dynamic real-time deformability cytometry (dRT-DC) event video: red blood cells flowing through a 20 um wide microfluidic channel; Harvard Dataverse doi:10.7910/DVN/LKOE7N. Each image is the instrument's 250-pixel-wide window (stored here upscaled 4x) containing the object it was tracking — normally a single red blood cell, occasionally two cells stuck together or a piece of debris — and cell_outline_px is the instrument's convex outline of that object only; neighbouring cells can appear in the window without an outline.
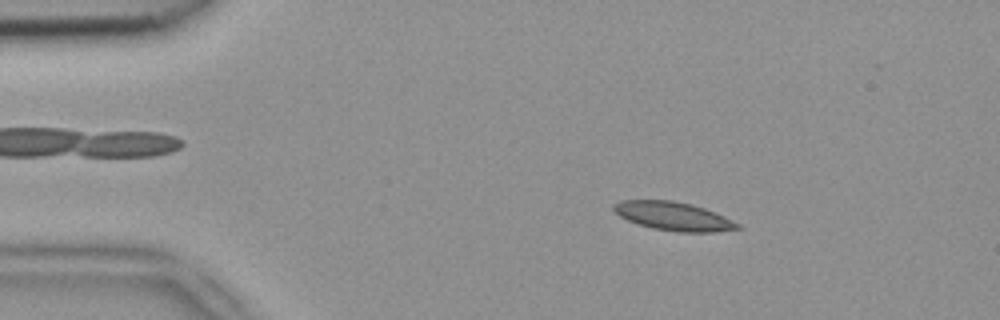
{"species": "common noctule bat (a hibernating species)", "species_latin": "Nyctalus noctula", "temperature_condition": "room temperature", "stored_images_in_passage": 51, "camera_frame_rate_fps": 3000, "um_per_image_px": 0.085, "animal": {"sex": "female", "body_mass_g": 18.4}, "frame": {"image": 1, "passage_image": 8, "time_ms": 2.333, "image_size_px": [1000, 320], "cell_outline_px": [[740, 228], [712, 232], [684, 232], [656, 228], [640, 224], [628, 220], [620, 216], [612, 208], [616, 204], [624, 200], [668, 200], [688, 204], [704, 208], [740, 224]], "centroid_in_image_um": [57.24, 18.37], "position_along_channel_um": 27.8, "area_um2": 19.83}}
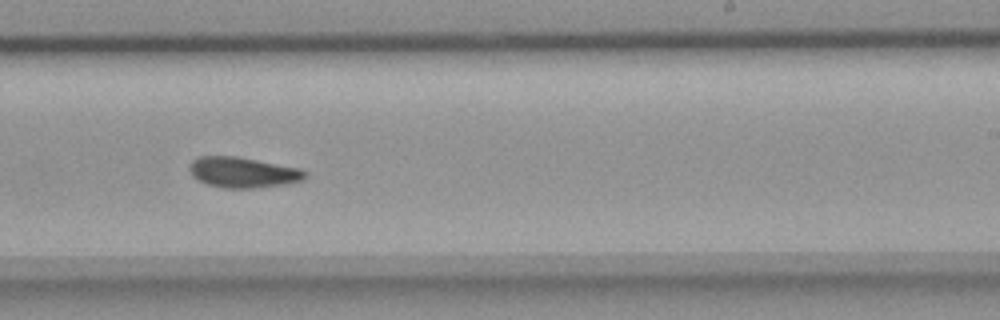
{"frame": {"image": 2, "passage_image": 31, "time_ms": 10.0, "image_size_px": [1000, 320], "cell_outline_px": [[304, 176], [300, 180], [280, 184], [252, 188], [224, 188], [208, 184], [192, 176], [192, 160], [200, 156], [236, 156], [300, 168], [304, 172]], "centroid_in_image_um": [20.61, 14.64], "position_along_channel_um": 268.4, "area_um2": 19.88}}
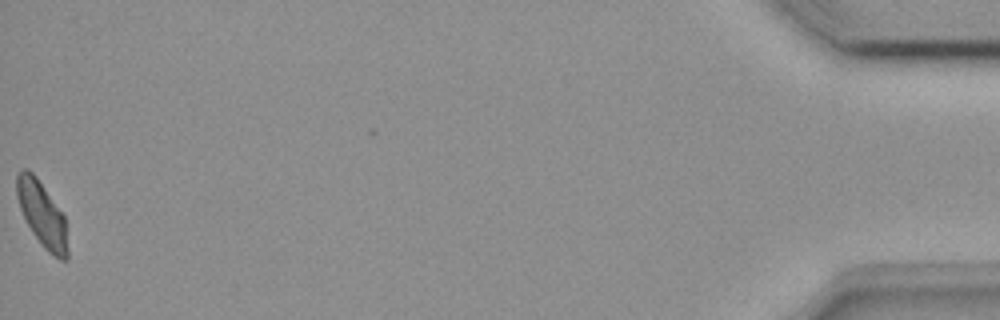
{"frame": {"image": 3, "passage_image": 51, "time_ms": 16.667, "image_size_px": [1000, 320], "cell_outline_px": [[68, 260], [60, 260], [48, 252], [40, 244], [32, 232], [20, 208], [16, 196], [16, 176], [20, 168], [28, 168], [36, 176], [64, 216], [68, 252]], "centroid_in_image_um": [3.55, 18.2], "position_along_channel_um": 431.6, "area_um2": 19.19}, "authors_computed_cell_mechanics": {"area_um2": 19.363, "velocity_mm_per_s": 3.9252, "shape_relaxation_time_tau1_ms": null, "shape_relaxation_time_tau2_ms": 4.0039, "deformation_change_tau1": null, "deformation_change_tau2": 0.0943}}